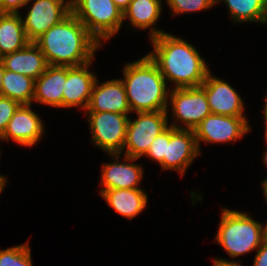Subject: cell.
<instances>
[{"label":"cell","mask_w":267,"mask_h":266,"mask_svg":"<svg viewBox=\"0 0 267 266\" xmlns=\"http://www.w3.org/2000/svg\"><path fill=\"white\" fill-rule=\"evenodd\" d=\"M4 69L20 73L36 80L47 68L45 56L40 48L29 42L24 48L0 58Z\"/></svg>","instance_id":"18"},{"label":"cell","mask_w":267,"mask_h":266,"mask_svg":"<svg viewBox=\"0 0 267 266\" xmlns=\"http://www.w3.org/2000/svg\"><path fill=\"white\" fill-rule=\"evenodd\" d=\"M0 155H1V151H0ZM0 180H8V179L6 178V176L0 174Z\"/></svg>","instance_id":"38"},{"label":"cell","mask_w":267,"mask_h":266,"mask_svg":"<svg viewBox=\"0 0 267 266\" xmlns=\"http://www.w3.org/2000/svg\"><path fill=\"white\" fill-rule=\"evenodd\" d=\"M21 104L6 96H0V137L5 132L8 122Z\"/></svg>","instance_id":"26"},{"label":"cell","mask_w":267,"mask_h":266,"mask_svg":"<svg viewBox=\"0 0 267 266\" xmlns=\"http://www.w3.org/2000/svg\"><path fill=\"white\" fill-rule=\"evenodd\" d=\"M153 49L149 57L174 88L201 86L210 72L198 49L186 39L164 32L150 39Z\"/></svg>","instance_id":"1"},{"label":"cell","mask_w":267,"mask_h":266,"mask_svg":"<svg viewBox=\"0 0 267 266\" xmlns=\"http://www.w3.org/2000/svg\"><path fill=\"white\" fill-rule=\"evenodd\" d=\"M201 155L192 129H166V150L163 158V170L177 171L183 176L189 167Z\"/></svg>","instance_id":"11"},{"label":"cell","mask_w":267,"mask_h":266,"mask_svg":"<svg viewBox=\"0 0 267 266\" xmlns=\"http://www.w3.org/2000/svg\"><path fill=\"white\" fill-rule=\"evenodd\" d=\"M4 75V67L3 64L0 62V96H2V78Z\"/></svg>","instance_id":"34"},{"label":"cell","mask_w":267,"mask_h":266,"mask_svg":"<svg viewBox=\"0 0 267 266\" xmlns=\"http://www.w3.org/2000/svg\"><path fill=\"white\" fill-rule=\"evenodd\" d=\"M137 118L129 117L126 139L121 155L143 157L152 141L169 127L168 111L136 112ZM125 152V153H124Z\"/></svg>","instance_id":"7"},{"label":"cell","mask_w":267,"mask_h":266,"mask_svg":"<svg viewBox=\"0 0 267 266\" xmlns=\"http://www.w3.org/2000/svg\"><path fill=\"white\" fill-rule=\"evenodd\" d=\"M93 145L106 154L121 153L126 139L129 115L113 112H85Z\"/></svg>","instance_id":"8"},{"label":"cell","mask_w":267,"mask_h":266,"mask_svg":"<svg viewBox=\"0 0 267 266\" xmlns=\"http://www.w3.org/2000/svg\"><path fill=\"white\" fill-rule=\"evenodd\" d=\"M121 78L131 112H169L170 88L157 64L148 54L124 67Z\"/></svg>","instance_id":"3"},{"label":"cell","mask_w":267,"mask_h":266,"mask_svg":"<svg viewBox=\"0 0 267 266\" xmlns=\"http://www.w3.org/2000/svg\"><path fill=\"white\" fill-rule=\"evenodd\" d=\"M115 5L122 11L124 12L128 6H129V3L132 1V0H112Z\"/></svg>","instance_id":"31"},{"label":"cell","mask_w":267,"mask_h":266,"mask_svg":"<svg viewBox=\"0 0 267 266\" xmlns=\"http://www.w3.org/2000/svg\"><path fill=\"white\" fill-rule=\"evenodd\" d=\"M113 112L129 115L131 112L124 84L121 79L99 83L96 78L85 112Z\"/></svg>","instance_id":"15"},{"label":"cell","mask_w":267,"mask_h":266,"mask_svg":"<svg viewBox=\"0 0 267 266\" xmlns=\"http://www.w3.org/2000/svg\"><path fill=\"white\" fill-rule=\"evenodd\" d=\"M201 86L205 90L212 114L246 117L241 95L228 82L210 71Z\"/></svg>","instance_id":"14"},{"label":"cell","mask_w":267,"mask_h":266,"mask_svg":"<svg viewBox=\"0 0 267 266\" xmlns=\"http://www.w3.org/2000/svg\"><path fill=\"white\" fill-rule=\"evenodd\" d=\"M162 9V0H132L123 12V22L127 20L132 28L141 29V31L149 28L151 39L166 32L156 27Z\"/></svg>","instance_id":"19"},{"label":"cell","mask_w":267,"mask_h":266,"mask_svg":"<svg viewBox=\"0 0 267 266\" xmlns=\"http://www.w3.org/2000/svg\"><path fill=\"white\" fill-rule=\"evenodd\" d=\"M264 137H265V142L267 143V135L265 134ZM263 154H264V156H263V164L267 168V148H266V150H265V152Z\"/></svg>","instance_id":"35"},{"label":"cell","mask_w":267,"mask_h":266,"mask_svg":"<svg viewBox=\"0 0 267 266\" xmlns=\"http://www.w3.org/2000/svg\"><path fill=\"white\" fill-rule=\"evenodd\" d=\"M25 7L28 13L25 19L22 16V22L26 37L30 42H34L72 12L71 0H28Z\"/></svg>","instance_id":"10"},{"label":"cell","mask_w":267,"mask_h":266,"mask_svg":"<svg viewBox=\"0 0 267 266\" xmlns=\"http://www.w3.org/2000/svg\"><path fill=\"white\" fill-rule=\"evenodd\" d=\"M112 162L103 163L100 176L99 194L109 189H136L143 180L144 169L135 163L138 158L123 155V163L120 161V153L108 154Z\"/></svg>","instance_id":"12"},{"label":"cell","mask_w":267,"mask_h":266,"mask_svg":"<svg viewBox=\"0 0 267 266\" xmlns=\"http://www.w3.org/2000/svg\"><path fill=\"white\" fill-rule=\"evenodd\" d=\"M71 10L101 45L121 30L123 12L112 0H71Z\"/></svg>","instance_id":"5"},{"label":"cell","mask_w":267,"mask_h":266,"mask_svg":"<svg viewBox=\"0 0 267 266\" xmlns=\"http://www.w3.org/2000/svg\"><path fill=\"white\" fill-rule=\"evenodd\" d=\"M167 6L172 12V16L200 12L203 10H208L214 5L216 6L215 0H165Z\"/></svg>","instance_id":"25"},{"label":"cell","mask_w":267,"mask_h":266,"mask_svg":"<svg viewBox=\"0 0 267 266\" xmlns=\"http://www.w3.org/2000/svg\"><path fill=\"white\" fill-rule=\"evenodd\" d=\"M7 183V180H0V194H2V191H4V188L6 187Z\"/></svg>","instance_id":"36"},{"label":"cell","mask_w":267,"mask_h":266,"mask_svg":"<svg viewBox=\"0 0 267 266\" xmlns=\"http://www.w3.org/2000/svg\"><path fill=\"white\" fill-rule=\"evenodd\" d=\"M248 117L210 114L194 129L195 138L201 153V143L224 144L244 138L251 130Z\"/></svg>","instance_id":"9"},{"label":"cell","mask_w":267,"mask_h":266,"mask_svg":"<svg viewBox=\"0 0 267 266\" xmlns=\"http://www.w3.org/2000/svg\"><path fill=\"white\" fill-rule=\"evenodd\" d=\"M252 266H267V240H263L262 244L256 250Z\"/></svg>","instance_id":"29"},{"label":"cell","mask_w":267,"mask_h":266,"mask_svg":"<svg viewBox=\"0 0 267 266\" xmlns=\"http://www.w3.org/2000/svg\"><path fill=\"white\" fill-rule=\"evenodd\" d=\"M213 266H242L240 262L235 261V260H227L225 258L219 259V258H214L213 259Z\"/></svg>","instance_id":"30"},{"label":"cell","mask_w":267,"mask_h":266,"mask_svg":"<svg viewBox=\"0 0 267 266\" xmlns=\"http://www.w3.org/2000/svg\"><path fill=\"white\" fill-rule=\"evenodd\" d=\"M224 2L233 23H260L267 25V0H215Z\"/></svg>","instance_id":"22"},{"label":"cell","mask_w":267,"mask_h":266,"mask_svg":"<svg viewBox=\"0 0 267 266\" xmlns=\"http://www.w3.org/2000/svg\"><path fill=\"white\" fill-rule=\"evenodd\" d=\"M100 196L116 213L132 220L147 207V192L142 188L136 189H109L104 190Z\"/></svg>","instance_id":"20"},{"label":"cell","mask_w":267,"mask_h":266,"mask_svg":"<svg viewBox=\"0 0 267 266\" xmlns=\"http://www.w3.org/2000/svg\"><path fill=\"white\" fill-rule=\"evenodd\" d=\"M66 66L48 65L35 80L33 102L54 108H63Z\"/></svg>","instance_id":"17"},{"label":"cell","mask_w":267,"mask_h":266,"mask_svg":"<svg viewBox=\"0 0 267 266\" xmlns=\"http://www.w3.org/2000/svg\"><path fill=\"white\" fill-rule=\"evenodd\" d=\"M264 240H267V222L264 225Z\"/></svg>","instance_id":"37"},{"label":"cell","mask_w":267,"mask_h":266,"mask_svg":"<svg viewBox=\"0 0 267 266\" xmlns=\"http://www.w3.org/2000/svg\"><path fill=\"white\" fill-rule=\"evenodd\" d=\"M166 150V130L159 134L149 146L147 153L144 155L148 159L158 163L163 170V158Z\"/></svg>","instance_id":"27"},{"label":"cell","mask_w":267,"mask_h":266,"mask_svg":"<svg viewBox=\"0 0 267 266\" xmlns=\"http://www.w3.org/2000/svg\"><path fill=\"white\" fill-rule=\"evenodd\" d=\"M35 80L20 73L4 69L2 96L20 104H33Z\"/></svg>","instance_id":"23"},{"label":"cell","mask_w":267,"mask_h":266,"mask_svg":"<svg viewBox=\"0 0 267 266\" xmlns=\"http://www.w3.org/2000/svg\"><path fill=\"white\" fill-rule=\"evenodd\" d=\"M28 0H0V13H21L19 10L25 8Z\"/></svg>","instance_id":"28"},{"label":"cell","mask_w":267,"mask_h":266,"mask_svg":"<svg viewBox=\"0 0 267 266\" xmlns=\"http://www.w3.org/2000/svg\"><path fill=\"white\" fill-rule=\"evenodd\" d=\"M89 62L82 66H66V81L63 91V108L78 107L86 110L97 75L90 70Z\"/></svg>","instance_id":"16"},{"label":"cell","mask_w":267,"mask_h":266,"mask_svg":"<svg viewBox=\"0 0 267 266\" xmlns=\"http://www.w3.org/2000/svg\"><path fill=\"white\" fill-rule=\"evenodd\" d=\"M43 124L44 121L33 111L32 104H21L8 122L0 140L9 142L12 139L18 146L33 147L42 141L45 133Z\"/></svg>","instance_id":"13"},{"label":"cell","mask_w":267,"mask_h":266,"mask_svg":"<svg viewBox=\"0 0 267 266\" xmlns=\"http://www.w3.org/2000/svg\"><path fill=\"white\" fill-rule=\"evenodd\" d=\"M168 104L171 105L172 121L169 126L176 129H194L211 114L208 99L202 86L171 88ZM182 123L179 125L178 123Z\"/></svg>","instance_id":"6"},{"label":"cell","mask_w":267,"mask_h":266,"mask_svg":"<svg viewBox=\"0 0 267 266\" xmlns=\"http://www.w3.org/2000/svg\"><path fill=\"white\" fill-rule=\"evenodd\" d=\"M215 242L223 247L230 258L256 251L264 240V224L248 212L223 207Z\"/></svg>","instance_id":"4"},{"label":"cell","mask_w":267,"mask_h":266,"mask_svg":"<svg viewBox=\"0 0 267 266\" xmlns=\"http://www.w3.org/2000/svg\"><path fill=\"white\" fill-rule=\"evenodd\" d=\"M29 42L21 13H0V58L24 48Z\"/></svg>","instance_id":"21"},{"label":"cell","mask_w":267,"mask_h":266,"mask_svg":"<svg viewBox=\"0 0 267 266\" xmlns=\"http://www.w3.org/2000/svg\"><path fill=\"white\" fill-rule=\"evenodd\" d=\"M262 192L264 194L265 202L267 203V177L262 181Z\"/></svg>","instance_id":"33"},{"label":"cell","mask_w":267,"mask_h":266,"mask_svg":"<svg viewBox=\"0 0 267 266\" xmlns=\"http://www.w3.org/2000/svg\"><path fill=\"white\" fill-rule=\"evenodd\" d=\"M34 43L44 54L48 65L68 67L93 62L96 51L102 46L72 12Z\"/></svg>","instance_id":"2"},{"label":"cell","mask_w":267,"mask_h":266,"mask_svg":"<svg viewBox=\"0 0 267 266\" xmlns=\"http://www.w3.org/2000/svg\"><path fill=\"white\" fill-rule=\"evenodd\" d=\"M29 242L0 250V266H33Z\"/></svg>","instance_id":"24"},{"label":"cell","mask_w":267,"mask_h":266,"mask_svg":"<svg viewBox=\"0 0 267 266\" xmlns=\"http://www.w3.org/2000/svg\"><path fill=\"white\" fill-rule=\"evenodd\" d=\"M265 101H264V109L262 110L263 111V119H264V123H265V130L267 129V93L265 95Z\"/></svg>","instance_id":"32"}]
</instances>
